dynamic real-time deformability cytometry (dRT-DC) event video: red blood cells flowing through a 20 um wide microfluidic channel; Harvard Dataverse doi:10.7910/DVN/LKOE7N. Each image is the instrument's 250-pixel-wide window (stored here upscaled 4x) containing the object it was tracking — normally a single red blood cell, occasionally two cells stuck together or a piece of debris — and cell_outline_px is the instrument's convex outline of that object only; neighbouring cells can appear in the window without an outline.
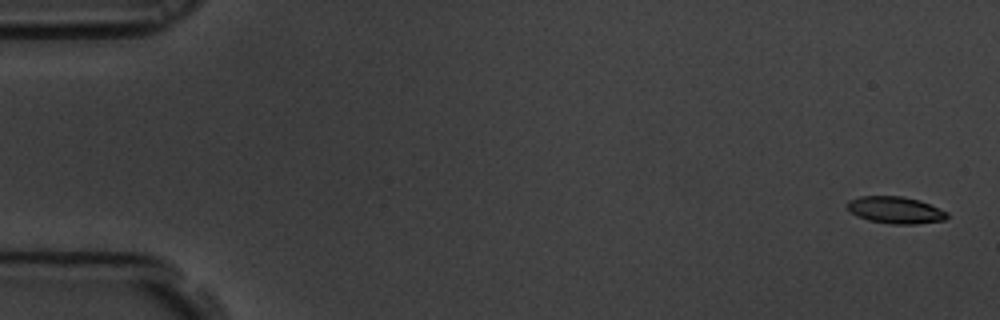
{"species": "common noctule bat (a hibernating species)", "species_latin": "Nyctalus noctula", "temperature_condition": "room temperature", "stored_images_in_passage": 58, "camera_frame_rate_fps": 3000, "um_per_image_px": 0.085, "animal": {"sex": "male", "body_mass_g": 19.5, "forearm_length_mm": 54.6}, "frame": {"image": 1, "passage_image": 1, "time_ms": 0.0, "image_size_px": [1000, 320], "cell_outline_px": [[948, 216], [944, 220], [916, 224], [892, 224], [868, 220], [856, 216], [848, 208], [848, 200], [860, 196], [900, 196], [920, 200], [948, 212]], "centroid_in_image_um": [76.12, 17.85], "position_along_channel_um": 8.9, "area_um2": 15.61}}
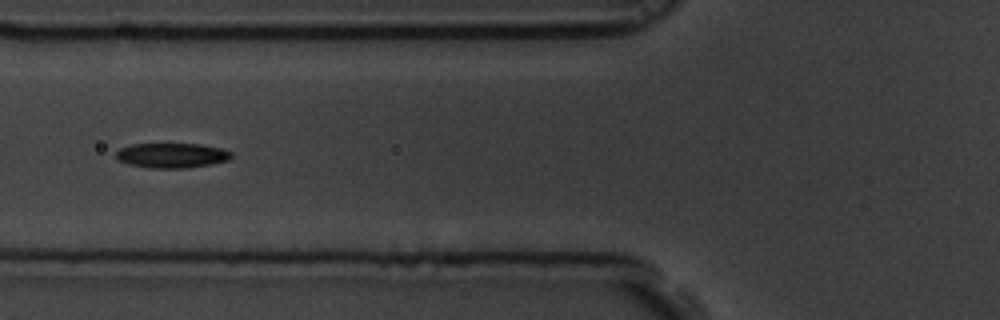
{"frame": {"image": 2, "passage_image": 22, "time_ms": 7.0, "image_size_px": [1000, 320], "cell_outline_px": [[232, 156], [228, 160], [212, 164], [188, 168], [152, 168], [128, 164], [116, 160], [116, 152], [120, 148], [132, 144], [200, 144], [220, 148], [232, 152]], "centroid_in_image_um": [14.59, 13.21], "position_along_channel_um": 111.2, "area_um2": 16.76}}
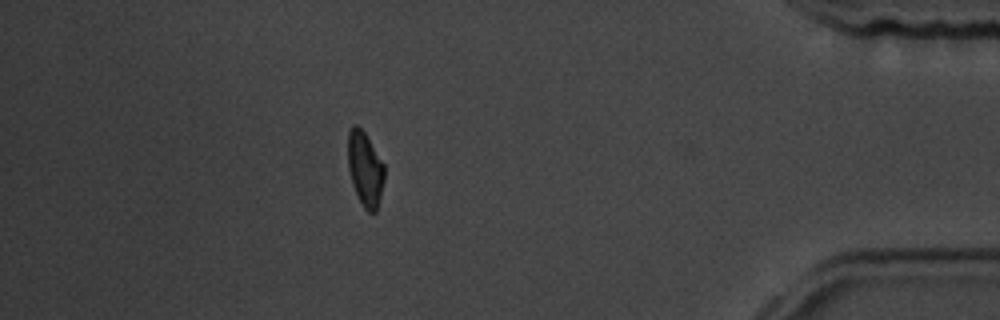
{"frame": {"image": 3, "passage_image": 51, "time_ms": 16.667, "image_size_px": [1000, 320], "cell_outline_px": [[384, 180], [376, 212], [368, 212], [364, 208], [356, 196], [352, 184], [348, 168], [348, 132], [352, 124], [356, 124], [364, 132], [384, 164]], "centroid_in_image_um": [31.01, 14.37], "position_along_channel_um": 404.2, "area_um2": 15.84}, "authors_computed_cell_mechanics": {"area_um2": 16.4441, "velocity_mm_per_s": 3.5056, "shape_relaxation_time_tau1_ms": 3.6925, "shape_relaxation_time_tau2_ms": 4.6132, "deformation_change_tau1": 0.1338, "deformation_change_tau2": 0.1024}}